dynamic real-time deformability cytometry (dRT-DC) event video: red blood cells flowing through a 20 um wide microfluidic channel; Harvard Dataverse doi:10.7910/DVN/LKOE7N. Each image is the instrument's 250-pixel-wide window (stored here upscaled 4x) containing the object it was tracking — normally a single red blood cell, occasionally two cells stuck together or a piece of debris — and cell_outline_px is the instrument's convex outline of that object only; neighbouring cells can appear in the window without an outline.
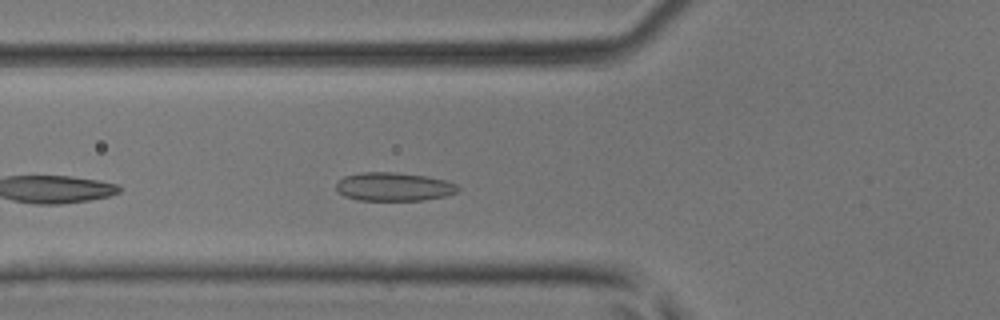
{"species": "common noctule bat (a hibernating species)", "species_latin": "Nyctalus noctula", "temperature_condition": "room temperature", "stored_images_in_passage": 27, "camera_frame_rate_fps": 3000, "um_per_image_px": 0.085, "animal": {"sex": "male", "body_mass_g": 17.9, "forearm_length_mm": 54.2}, "frame": {"image": 1, "passage_image": 5, "time_ms": 1.333, "image_size_px": [1000, 320], "cell_outline_px": [[460, 192], [444, 196], [424, 200], [360, 200], [344, 196], [336, 188], [336, 180], [344, 176], [364, 172], [396, 172], [428, 176], [444, 180], [456, 184], [460, 188]], "centroid_in_image_um": [33.48, 15.86], "position_along_channel_um": 92.3, "area_um2": 20.35}}
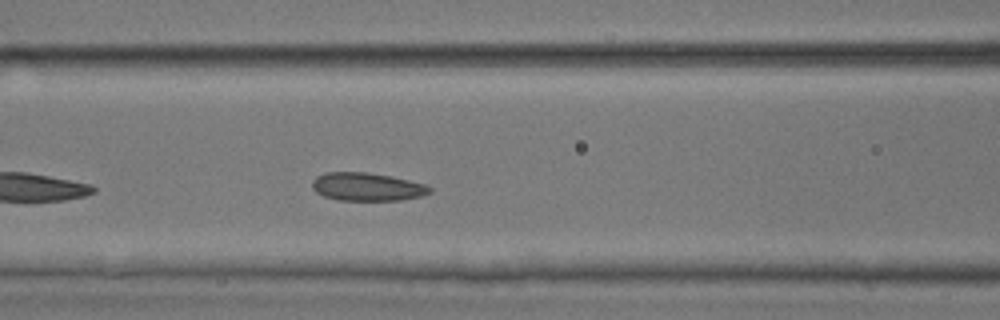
{"frame": {"image": 2, "passage_image": 8, "time_ms": 2.333, "image_size_px": [1000, 320], "cell_outline_px": [[432, 192], [420, 196], [400, 200], [336, 200], [324, 196], [316, 192], [312, 188], [312, 180], [316, 176], [328, 172], [368, 172], [392, 176], [424, 184], [432, 188]], "centroid_in_image_um": [31.18, 15.87], "position_along_channel_um": 135.4, "area_um2": 19.31}}
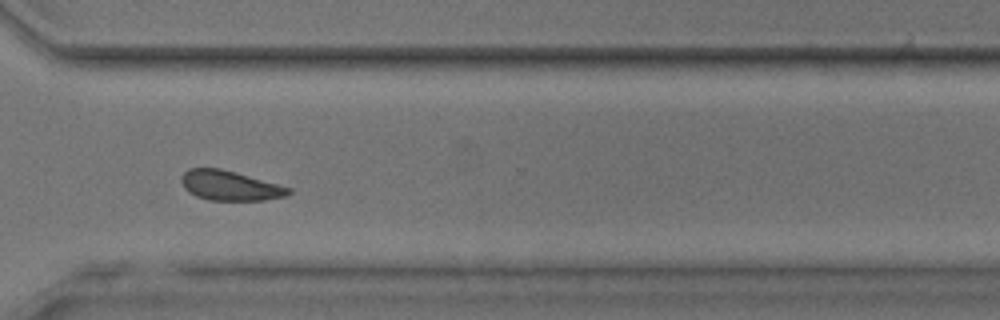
{"frame": {"image": 3, "passage_image": 23, "time_ms": 7.333, "image_size_px": [1000, 320], "cell_outline_px": [[292, 192], [288, 196], [264, 200], [208, 200], [196, 196], [188, 192], [184, 188], [180, 180], [180, 176], [188, 168], [220, 168], [236, 172], [292, 188]], "centroid_in_image_um": [19.53, 15.77], "position_along_channel_um": 351.1, "area_um2": 18.79}}